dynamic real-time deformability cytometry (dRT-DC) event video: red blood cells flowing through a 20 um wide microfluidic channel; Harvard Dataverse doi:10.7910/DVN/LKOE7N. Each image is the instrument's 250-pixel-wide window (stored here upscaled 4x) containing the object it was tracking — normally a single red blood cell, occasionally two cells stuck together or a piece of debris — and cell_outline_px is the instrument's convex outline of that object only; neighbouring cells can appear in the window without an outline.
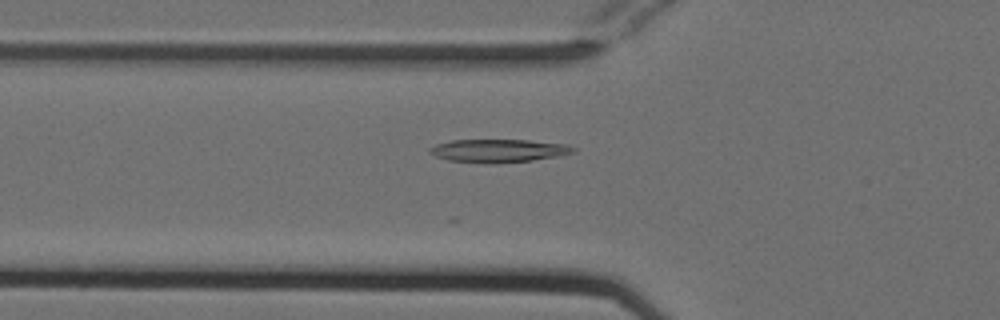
{"species": "Egyptian fruit bat (a non-hibernating species)", "species_latin": "Rousettus aegyptiacus", "temperature_condition": "cold", "stored_images_in_passage": 32, "camera_frame_rate_fps": 3000, "um_per_image_px": 0.085, "animal": {"sex": "female"}, "frame": {"image": 1, "passage_image": 19, "time_ms": 6.0, "image_size_px": [1000, 320], "cell_outline_px": [[576, 152], [556, 156], [532, 160], [500, 164], [492, 164], [448, 160], [436, 156], [428, 152], [428, 148], [436, 144], [452, 140], [528, 140], [568, 144], [576, 148]], "centroid_in_image_um": [42.38, 12.81], "position_along_channel_um": 83.4, "area_um2": 19.48}}
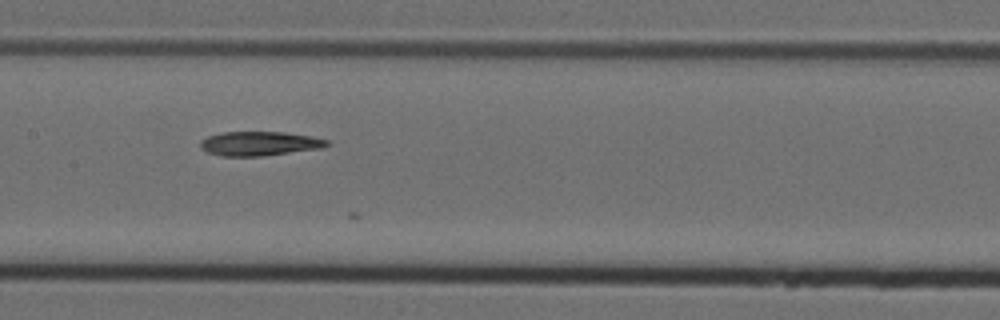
{"frame": {"image": 2, "passage_image": 27, "time_ms": 8.667, "image_size_px": [1000, 320], "cell_outline_px": [[332, 144], [324, 148], [264, 156], [220, 156], [208, 152], [200, 148], [200, 140], [208, 136], [224, 132], [284, 132], [312, 136], [328, 140]], "centroid_in_image_um": [22.1, 12.21], "position_along_channel_um": 185.3, "area_um2": 18.09}}
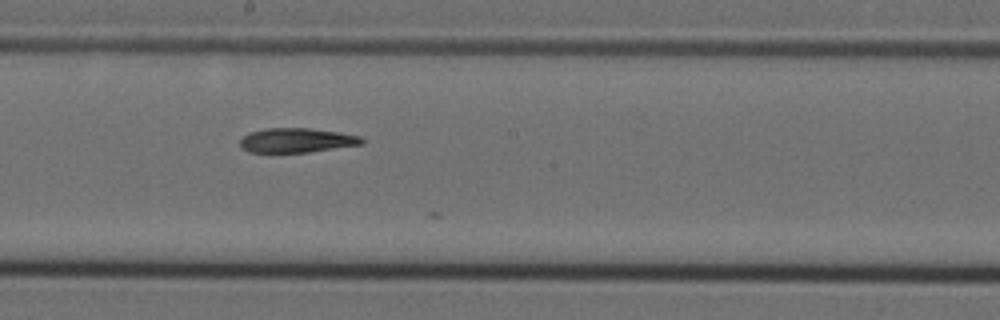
{"frame": {"image": 3, "passage_image": 30, "time_ms": 9.667, "image_size_px": [1000, 320], "cell_outline_px": [[364, 144], [308, 152], [248, 152], [240, 148], [240, 140], [248, 132], [268, 128], [308, 128], [336, 132], [360, 136], [364, 140]], "centroid_in_image_um": [25.18, 11.93], "position_along_channel_um": 223.0, "area_um2": 17.28}}